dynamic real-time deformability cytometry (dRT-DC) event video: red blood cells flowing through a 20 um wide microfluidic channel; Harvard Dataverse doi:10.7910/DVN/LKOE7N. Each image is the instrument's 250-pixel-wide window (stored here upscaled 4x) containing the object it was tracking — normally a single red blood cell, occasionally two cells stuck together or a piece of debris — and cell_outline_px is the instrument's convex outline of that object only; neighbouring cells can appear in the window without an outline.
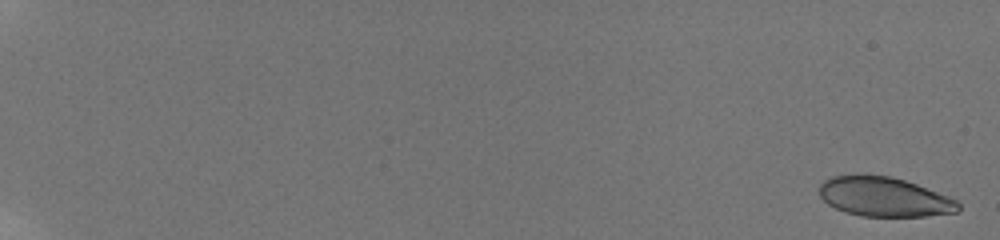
{"species": "human", "species_latin": "Homo sapiens", "temperature_condition": "room temperature", "stored_images_in_passage": 59, "camera_frame_rate_fps": 3000, "um_per_image_px": 0.085, "donor": {"sex": "male"}, "frame": {"image": 1, "passage_image": 2, "time_ms": 0.333, "image_size_px": [1000, 240], "cell_outline_px": [[960, 208], [956, 212], [924, 216], [860, 216], [844, 212], [828, 204], [820, 196], [820, 184], [824, 180], [832, 176], [888, 176], [904, 180], [916, 184], [948, 196], [956, 200], [960, 204]], "centroid_in_image_um": [75.16, 16.75], "position_along_channel_um": 9.8, "area_um2": 31.44}}
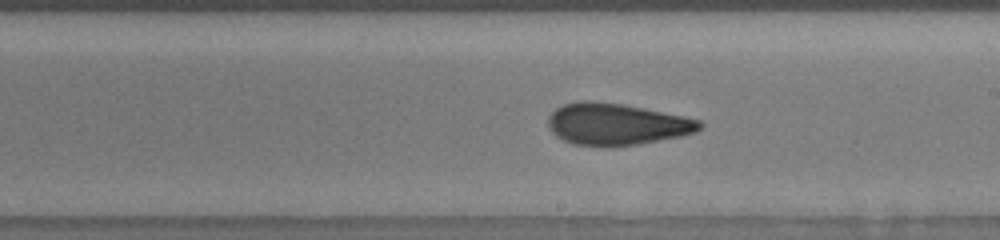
{"frame": {"image": 2, "passage_image": 39, "time_ms": 12.667, "image_size_px": [1000, 240], "cell_outline_px": [[704, 124], [696, 132], [680, 136], [636, 144], [572, 144], [556, 136], [552, 132], [548, 124], [548, 116], [556, 108], [564, 104], [580, 100], [592, 100], [620, 104], [684, 116], [700, 120]], "centroid_in_image_um": [52.39, 10.52], "position_along_channel_um": 236.6, "area_um2": 36.01}}
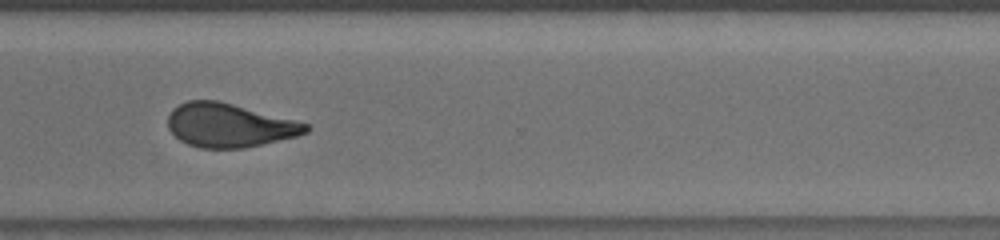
{"frame": {"image": 3, "passage_image": 48, "time_ms": 15.667, "image_size_px": [1000, 240], "cell_outline_px": [[312, 128], [308, 132], [296, 136], [244, 148], [200, 148], [188, 144], [180, 140], [168, 128], [168, 116], [172, 108], [188, 100], [220, 100], [308, 124]], "centroid_in_image_um": [19.47, 10.64], "position_along_channel_um": 351.1, "area_um2": 35.03}, "authors_computed_cell_mechanics": {"area_um2": 35.258, "velocity_mm_per_s": 3.8192, "shape_relaxation_time_tau1_ms": null, "shape_relaxation_time_tau2_ms": 1.7492, "deformation_change_tau1": null, "deformation_change_tau2": 0.0843}}